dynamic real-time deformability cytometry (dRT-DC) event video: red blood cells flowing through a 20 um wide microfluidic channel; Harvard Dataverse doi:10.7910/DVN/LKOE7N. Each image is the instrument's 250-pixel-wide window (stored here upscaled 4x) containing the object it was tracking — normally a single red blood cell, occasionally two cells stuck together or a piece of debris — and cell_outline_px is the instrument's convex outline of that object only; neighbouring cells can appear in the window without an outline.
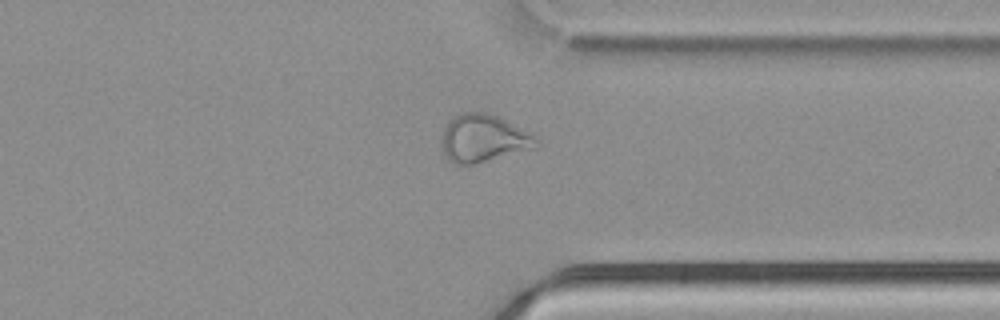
{"species": "common noctule bat (a hibernating species)", "species_latin": "Nyctalus noctula", "temperature_condition": "cold", "stored_images_in_passage": 51, "camera_frame_rate_fps": 3000, "um_per_image_px": 0.085, "animal": {"sex": "male", "body_mass_g": 21.5, "forearm_length_mm": 52.0}, "frame": {"image": 1, "passage_image": 39, "time_ms": 12.667, "image_size_px": [1000, 320], "cell_outline_px": [[540, 144], [536, 148], [472, 164], [452, 164], [444, 156], [440, 140], [444, 128], [452, 116], [460, 112], [484, 112], [496, 116], [532, 132], [540, 140]], "centroid_in_image_um": [41.09, 11.76], "position_along_channel_um": 370.3, "area_um2": 26.65}}
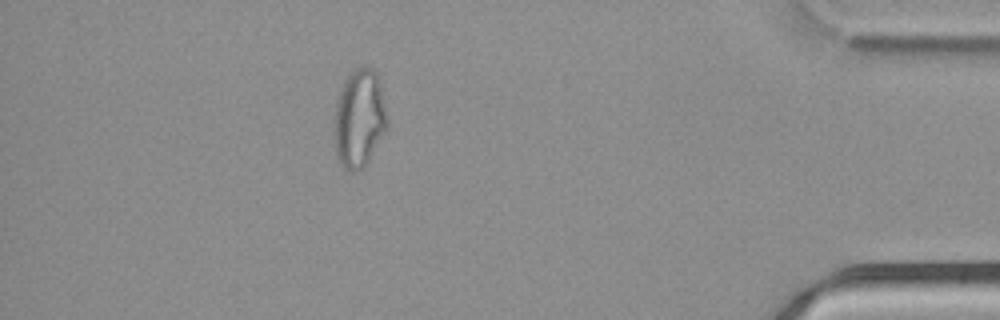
{"frame": {"image": 2, "passage_image": 45, "time_ms": 14.667, "image_size_px": [1000, 320], "cell_outline_px": [[388, 128], [368, 160], [360, 168], [352, 172], [344, 168], [336, 156], [332, 132], [336, 100], [344, 80], [356, 68], [372, 68], [376, 72], [380, 84], [388, 120]], "centroid_in_image_um": [30.51, 10.08], "position_along_channel_um": 404.7, "area_um2": 30.46}}